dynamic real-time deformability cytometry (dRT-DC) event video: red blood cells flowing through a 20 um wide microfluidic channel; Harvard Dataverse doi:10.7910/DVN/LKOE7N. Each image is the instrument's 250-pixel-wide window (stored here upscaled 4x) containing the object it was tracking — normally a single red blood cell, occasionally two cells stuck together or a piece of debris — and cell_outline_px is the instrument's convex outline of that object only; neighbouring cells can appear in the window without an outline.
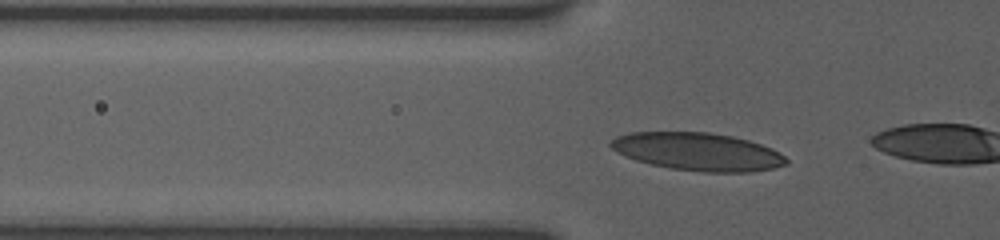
{"species": "human", "species_latin": "Homo sapiens", "temperature_condition": "room temperature", "stored_images_in_passage": 17, "camera_frame_rate_fps": 3000, "um_per_image_px": 0.085, "donor": {"sex": "female"}, "frame": {"image": 1, "passage_image": 15, "time_ms": 5.0, "image_size_px": [1000, 240], "cell_outline_px": [[788, 164], [772, 168], [752, 172], [700, 172], [668, 168], [636, 160], [624, 156], [616, 152], [608, 144], [616, 136], [632, 132], [708, 132], [732, 136], [748, 140], [760, 144], [780, 152], [788, 160]], "centroid_in_image_um": [59.3, 12.89], "position_along_channel_um": 66.5, "area_um2": 38.78}}